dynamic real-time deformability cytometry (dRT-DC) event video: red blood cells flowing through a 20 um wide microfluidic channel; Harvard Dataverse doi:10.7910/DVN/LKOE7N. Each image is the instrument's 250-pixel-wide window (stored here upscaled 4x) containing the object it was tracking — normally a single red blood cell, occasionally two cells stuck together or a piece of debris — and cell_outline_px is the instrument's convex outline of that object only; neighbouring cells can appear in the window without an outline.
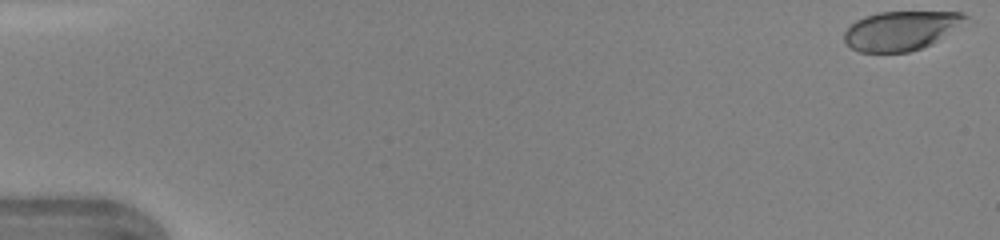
{"species": "human", "species_latin": "Homo sapiens", "temperature_condition": "warm", "stored_images_in_passage": 8, "camera_frame_rate_fps": 3000, "um_per_image_px": 0.085, "donor": {"sex": "female"}, "frame": {"image": 1, "passage_image": 1, "time_ms": 0.0, "image_size_px": [1000, 240], "cell_outline_px": [[968, 16], [932, 44], [908, 52], [860, 52], [852, 48], [844, 40], [844, 32], [856, 20], [864, 16], [880, 12], [960, 12]], "centroid_in_image_um": [76.49, 2.6], "position_along_channel_um": 8.5, "area_um2": 26.93}}